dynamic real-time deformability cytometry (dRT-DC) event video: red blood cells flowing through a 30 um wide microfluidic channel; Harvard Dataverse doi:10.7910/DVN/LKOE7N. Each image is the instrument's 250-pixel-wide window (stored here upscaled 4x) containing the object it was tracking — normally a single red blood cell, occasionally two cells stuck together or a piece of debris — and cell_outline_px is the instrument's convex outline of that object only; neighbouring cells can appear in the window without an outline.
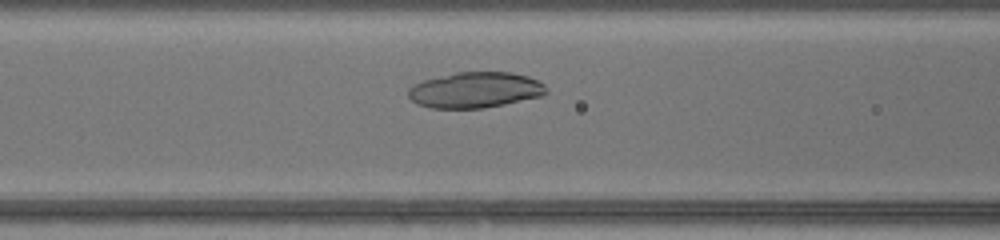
{"species": "common noctule bat (a hibernating species)", "species_latin": "Nyctalus noctula", "temperature_condition": "warm", "stored_images_in_passage": 39, "camera_frame_rate_fps": 3000, "um_per_image_px": 0.085, "animal": {"sex": "female", "body_mass_g": 17.0, "forearm_length_mm": 48.0}, "frame": {"image": 1, "passage_image": 12, "time_ms": 3.667, "image_size_px": [1000, 240], "cell_outline_px": [[548, 92], [544, 96], [484, 108], [432, 108], [420, 104], [412, 100], [408, 96], [408, 88], [424, 80], [456, 72], [512, 72], [528, 76], [544, 84], [548, 88]], "centroid_in_image_um": [40.45, 7.65], "position_along_channel_um": 126.2, "area_um2": 28.73}}
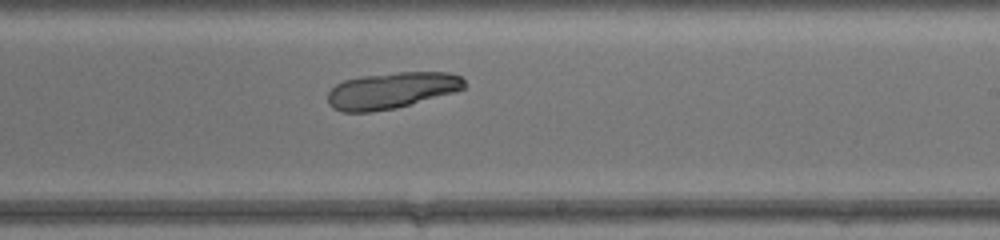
{"frame": {"image": 2, "passage_image": 21, "time_ms": 6.667, "image_size_px": [1000, 240], "cell_outline_px": [[464, 88], [456, 92], [396, 108], [368, 112], [340, 112], [332, 108], [328, 104], [328, 92], [336, 84], [344, 80], [360, 76], [396, 72], [448, 72], [460, 76], [464, 80]], "centroid_in_image_um": [33.26, 7.69], "position_along_channel_um": 255.7, "area_um2": 29.07}}
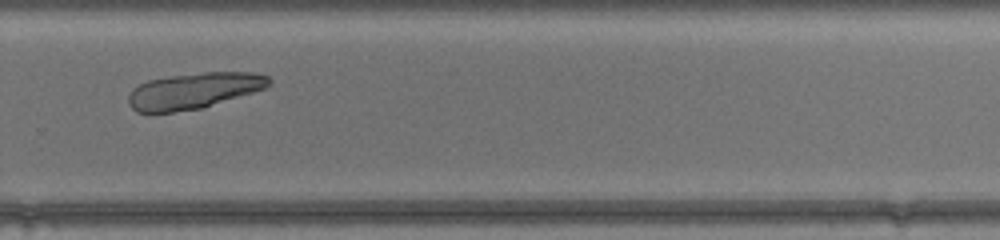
{"frame": {"image": 3, "passage_image": 25, "time_ms": 8.0, "image_size_px": [1000, 240], "cell_outline_px": [[272, 80], [264, 88], [252, 92], [200, 108], [172, 112], [136, 112], [128, 104], [128, 96], [132, 88], [148, 80], [172, 76], [204, 72], [252, 72], [268, 76]], "centroid_in_image_um": [16.43, 7.71], "position_along_channel_um": 313.4, "area_um2": 29.07}, "authors_computed_cell_mechanics": {"area_um2": 29.9982, "velocity_mm_per_s": 4.3294, "shape_relaxation_time_tau1_ms": 0.3912, "shape_relaxation_time_tau2_ms": 9.9697, "deformation_change_tau1": null, "deformation_change_tau2": 0.1998}}